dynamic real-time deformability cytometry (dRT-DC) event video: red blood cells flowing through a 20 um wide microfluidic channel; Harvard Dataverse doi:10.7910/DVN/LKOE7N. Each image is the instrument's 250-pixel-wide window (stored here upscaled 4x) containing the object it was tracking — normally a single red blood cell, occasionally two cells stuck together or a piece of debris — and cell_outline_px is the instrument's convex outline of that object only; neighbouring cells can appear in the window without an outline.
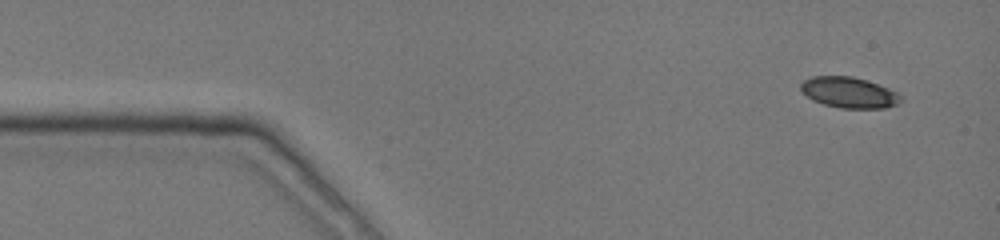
{"species": "common noctule bat (a hibernating species)", "species_latin": "Nyctalus noctula", "temperature_condition": "cold", "stored_images_in_passage": 11, "camera_frame_rate_fps": 3000, "um_per_image_px": 0.085, "animal": {"sex": "female", "body_mass_g": 19.0, "forearm_length_mm": 51.5}, "frame": {"image": 1, "passage_image": 1, "time_ms": 0.0, "image_size_px": [1000, 240], "cell_outline_px": [[904, 100], [896, 104], [884, 108], [840, 108], [824, 104], [812, 100], [800, 92], [800, 84], [804, 80], [812, 76], [852, 76], [888, 88], [896, 92]], "centroid_in_image_um": [72.12, 7.86], "position_along_channel_um": 12.9, "area_um2": 17.92}}
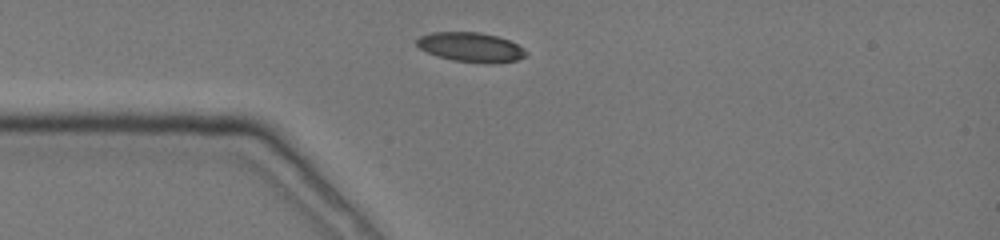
{"frame": {"image": 2, "passage_image": 10, "time_ms": 3.0, "image_size_px": [1000, 240], "cell_outline_px": [[528, 52], [524, 56], [516, 60], [496, 64], [488, 64], [452, 60], [436, 56], [420, 48], [416, 44], [416, 40], [420, 36], [432, 32], [480, 32], [496, 36], [508, 40], [524, 48]], "centroid_in_image_um": [40.02, 4.02], "position_along_channel_um": 45.0, "area_um2": 18.84}}